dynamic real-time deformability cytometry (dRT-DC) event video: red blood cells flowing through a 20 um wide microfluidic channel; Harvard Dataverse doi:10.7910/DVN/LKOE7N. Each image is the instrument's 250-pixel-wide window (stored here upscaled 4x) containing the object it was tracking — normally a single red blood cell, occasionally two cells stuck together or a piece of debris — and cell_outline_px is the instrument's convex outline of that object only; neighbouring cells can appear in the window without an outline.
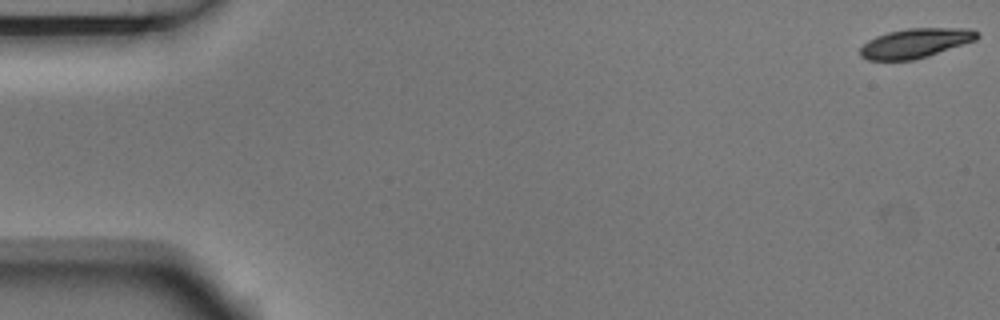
{"species": "Egyptian fruit bat (a non-hibernating species)", "species_latin": "Rousettus aegyptiacus", "temperature_condition": "room temperature", "stored_images_in_passage": 3, "camera_frame_rate_fps": 3000, "um_per_image_px": 0.085, "animal": {"sex": "male"}, "frame": {"image": 1, "passage_image": 1, "time_ms": 0.0, "image_size_px": [1000, 320], "cell_outline_px": [[980, 36], [976, 40], [916, 60], [868, 60], [860, 56], [860, 48], [868, 40], [876, 36], [888, 32], [908, 28], [972, 28], [980, 32]], "centroid_in_image_um": [77.84, 3.66], "position_along_channel_um": 7.2, "area_um2": 20.23}}